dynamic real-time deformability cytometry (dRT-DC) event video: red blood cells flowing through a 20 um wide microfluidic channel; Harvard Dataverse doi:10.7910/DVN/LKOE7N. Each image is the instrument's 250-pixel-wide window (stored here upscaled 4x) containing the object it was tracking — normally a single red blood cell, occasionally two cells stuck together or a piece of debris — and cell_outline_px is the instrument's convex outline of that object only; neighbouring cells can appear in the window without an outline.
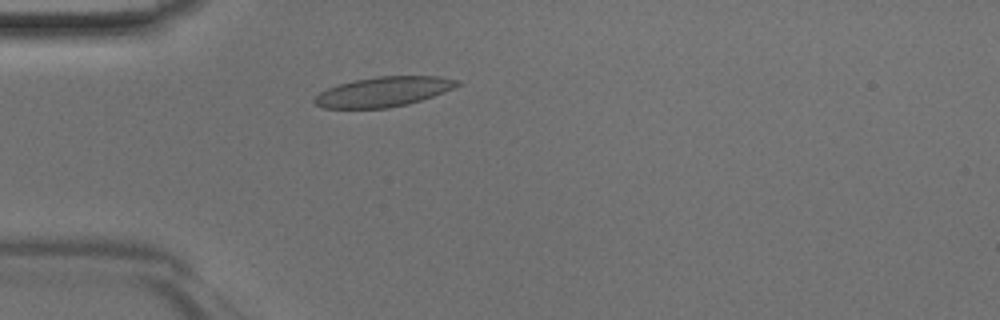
{"species": "Egyptian fruit bat (a non-hibernating species)", "species_latin": "Rousettus aegyptiacus", "temperature_condition": "room temperature", "stored_images_in_passage": 41, "camera_frame_rate_fps": 3000, "um_per_image_px": 0.085, "animal": {"sex": "male"}, "frame": {"image": 1, "passage_image": 8, "time_ms": 2.333, "image_size_px": [1000, 320], "cell_outline_px": [[460, 84], [444, 92], [408, 104], [388, 108], [324, 108], [316, 104], [312, 100], [320, 92], [328, 88], [340, 84], [356, 80], [380, 76], [440, 76], [460, 80]], "centroid_in_image_um": [32.61, 7.8], "position_along_channel_um": 52.4, "area_um2": 24.57}}
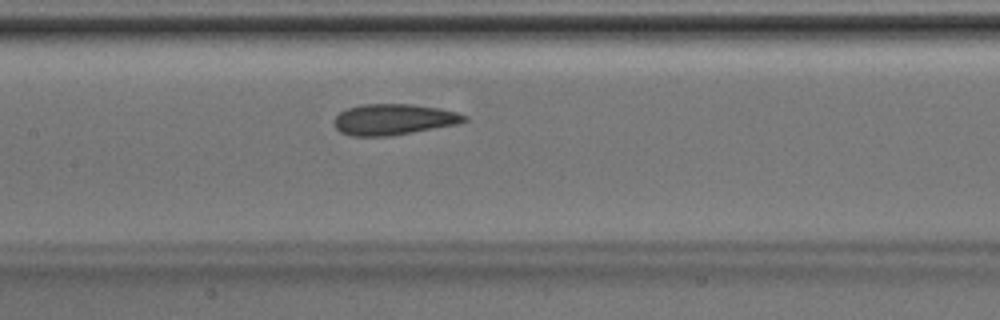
{"frame": {"image": 2, "passage_image": 17, "time_ms": 5.333, "image_size_px": [1000, 320], "cell_outline_px": [[468, 120], [456, 124], [392, 136], [352, 136], [340, 132], [332, 124], [332, 120], [340, 112], [348, 108], [360, 104], [412, 104], [440, 108], [456, 112], [468, 116]], "centroid_in_image_um": [33.42, 10.15], "position_along_channel_um": 174.0, "area_um2": 23.64}}
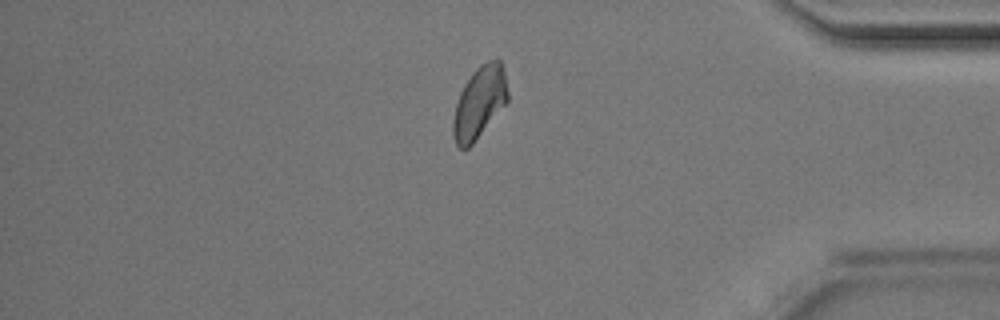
{"frame": {"image": 3, "passage_image": 34, "time_ms": 11.0, "image_size_px": [1000, 320], "cell_outline_px": [[508, 100], [472, 144], [468, 148], [460, 148], [456, 144], [452, 132], [452, 120], [456, 104], [460, 92], [464, 84], [472, 72], [480, 64], [488, 60], [500, 60], [504, 72], [508, 92]], "centroid_in_image_um": [40.72, 8.69], "position_along_channel_um": 394.5, "area_um2": 22.6}}